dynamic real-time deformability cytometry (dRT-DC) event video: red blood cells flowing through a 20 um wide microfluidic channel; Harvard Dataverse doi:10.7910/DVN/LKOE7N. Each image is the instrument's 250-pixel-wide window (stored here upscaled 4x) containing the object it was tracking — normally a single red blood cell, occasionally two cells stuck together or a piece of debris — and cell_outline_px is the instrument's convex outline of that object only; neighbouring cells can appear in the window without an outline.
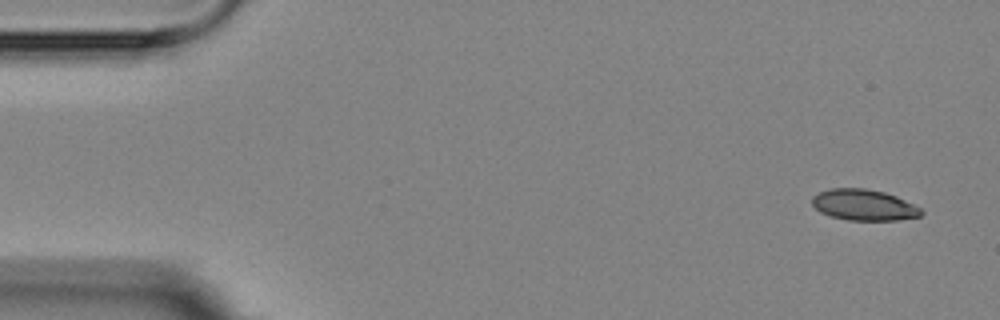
{"species": "Egyptian fruit bat (a non-hibernating species)", "species_latin": "Rousettus aegyptiacus", "temperature_condition": "room temperature", "stored_images_in_passage": 4, "camera_frame_rate_fps": 3000, "um_per_image_px": 0.085, "animal": {"sex": "female"}, "frame": {"image": 1, "passage_image": 1, "time_ms": 0.0, "image_size_px": [1000, 320], "cell_outline_px": [[924, 212], [920, 216], [896, 220], [848, 220], [832, 216], [820, 212], [812, 204], [812, 196], [820, 192], [832, 188], [864, 188], [884, 192], [896, 196], [920, 208]], "centroid_in_image_um": [73.42, 17.42], "position_along_channel_um": 11.6, "area_um2": 19.54}}
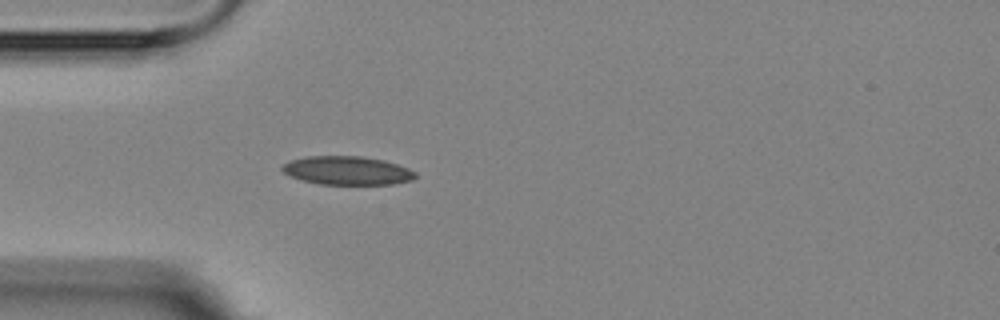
{"frame": {"image": 2, "passage_image": 4, "time_ms": 4.333, "image_size_px": [1000, 320], "cell_outline_px": [[416, 176], [412, 180], [392, 184], [320, 184], [304, 180], [292, 176], [284, 172], [280, 168], [284, 164], [292, 160], [308, 156], [360, 156], [384, 160], [408, 168], [416, 172]], "centroid_in_image_um": [29.54, 14.49], "position_along_channel_um": 55.5, "area_um2": 21.91}}